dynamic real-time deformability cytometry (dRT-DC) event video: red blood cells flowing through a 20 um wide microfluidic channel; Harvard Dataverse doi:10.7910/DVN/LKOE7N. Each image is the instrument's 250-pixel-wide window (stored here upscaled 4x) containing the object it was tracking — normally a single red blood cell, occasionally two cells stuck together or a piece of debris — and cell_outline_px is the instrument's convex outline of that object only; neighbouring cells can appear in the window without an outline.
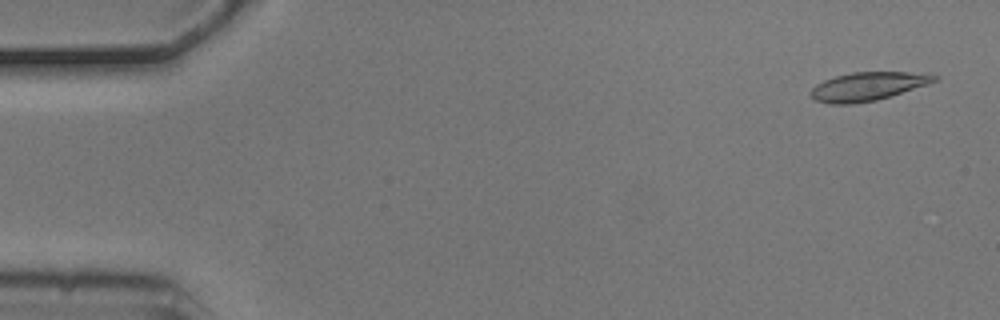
{"species": "common noctule bat (a hibernating species)", "species_latin": "Nyctalus noctula", "temperature_condition": "cold", "stored_images_in_passage": 8, "camera_frame_rate_fps": 3000, "um_per_image_px": 0.085, "animal": {"sex": "male", "body_mass_g": 20.5, "forearm_length_mm": 52.5}, "frame": {"image": 1, "passage_image": 1, "time_ms": 0.0, "image_size_px": [1000, 320], "cell_outline_px": [[940, 76], [936, 80], [928, 84], [876, 100], [852, 104], [828, 104], [816, 100], [808, 92], [816, 84], [824, 80], [836, 76], [852, 72], [932, 72]], "centroid_in_image_um": [73.79, 7.33], "position_along_channel_um": 11.2, "area_um2": 20.63}}
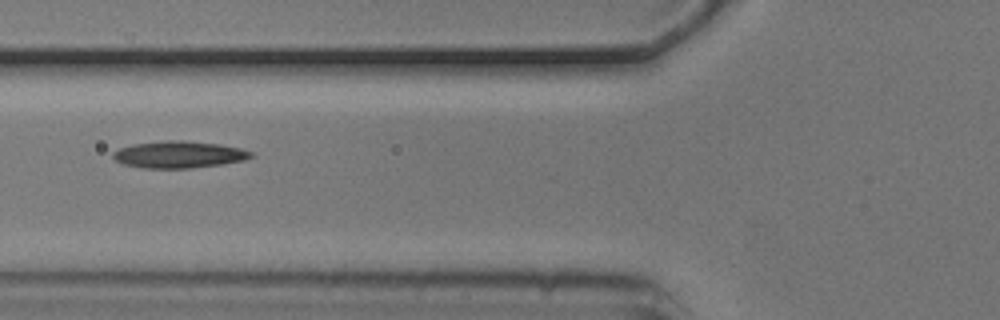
{"frame": {"image": 2, "passage_image": 6, "time_ms": 1.667, "image_size_px": [1000, 320], "cell_outline_px": [[256, 156], [244, 160], [224, 164], [192, 168], [140, 168], [124, 164], [116, 160], [112, 156], [112, 152], [120, 148], [132, 144], [168, 140], [184, 140], [220, 144], [240, 148], [256, 152]], "centroid_in_image_um": [15.26, 13.13], "position_along_channel_um": 110.5, "area_um2": 21.91}}
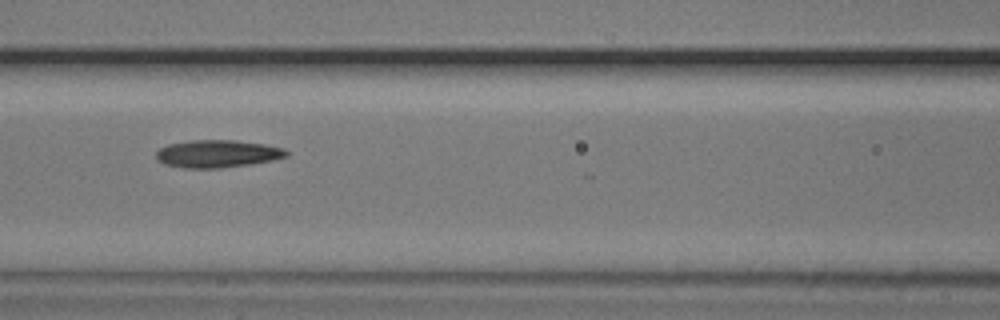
{"frame": {"image": 3, "passage_image": 7, "time_ms": 2.0, "image_size_px": [1000, 320], "cell_outline_px": [[288, 156], [272, 160], [252, 164], [220, 168], [180, 168], [164, 164], [156, 160], [156, 152], [160, 148], [168, 144], [192, 140], [236, 140], [264, 144], [284, 148], [288, 152]], "centroid_in_image_um": [18.46, 13.07], "position_along_channel_um": 148.1, "area_um2": 21.1}}